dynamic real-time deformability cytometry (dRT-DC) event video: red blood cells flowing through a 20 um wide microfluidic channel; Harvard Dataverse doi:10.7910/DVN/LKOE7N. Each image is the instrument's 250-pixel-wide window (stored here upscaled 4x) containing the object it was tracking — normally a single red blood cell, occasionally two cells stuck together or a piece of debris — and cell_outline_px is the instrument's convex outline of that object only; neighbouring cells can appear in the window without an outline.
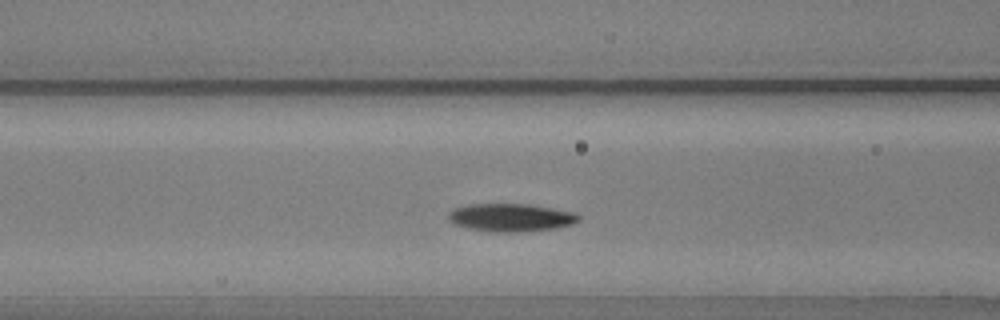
{"species": "common noctule bat (a hibernating species)", "species_latin": "Nyctalus noctula", "temperature_condition": "warm", "stored_images_in_passage": 43, "camera_frame_rate_fps": 3000, "um_per_image_px": 0.085, "animal": {"sex": "male", "body_mass_g": 20.5, "forearm_length_mm": 52.5}, "frame": {"image": 1, "passage_image": 11, "time_ms": 3.333, "image_size_px": [1000, 320], "cell_outline_px": [[580, 220], [572, 224], [556, 228], [524, 232], [492, 232], [468, 228], [456, 224], [448, 220], [448, 212], [456, 208], [472, 204], [528, 204], [576, 212], [580, 216]], "centroid_in_image_um": [43.46, 18.49], "position_along_channel_um": 123.1, "area_um2": 21.27}}
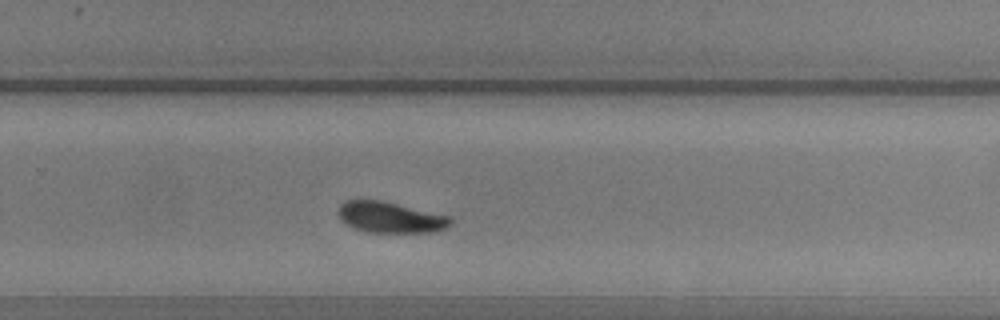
{"frame": {"image": 2, "passage_image": 25, "time_ms": 8.0, "image_size_px": [1000, 320], "cell_outline_px": [[452, 224], [444, 228], [432, 232], [368, 232], [356, 228], [340, 220], [336, 212], [340, 204], [344, 200], [380, 200], [452, 216]], "centroid_in_image_um": [33.17, 18.46], "position_along_channel_um": 296.6, "area_um2": 20.29}}
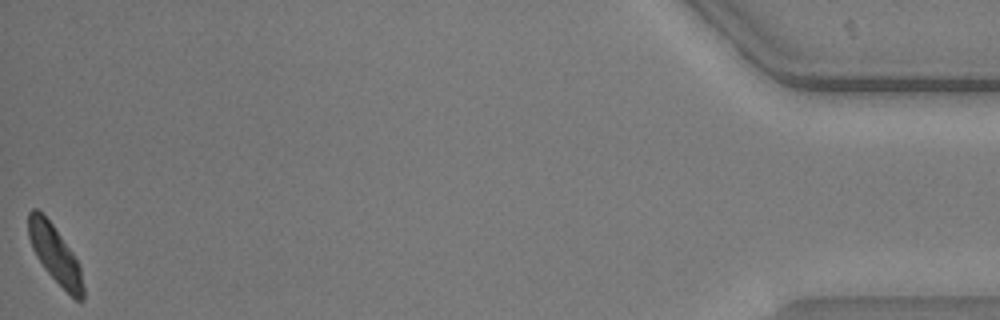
{"frame": {"image": 3, "passage_image": 43, "time_ms": 14.0, "image_size_px": [1000, 320], "cell_outline_px": [[84, 300], [76, 300], [44, 268], [36, 256], [32, 248], [28, 236], [28, 212], [32, 208], [36, 208], [52, 224], [72, 252], [80, 268], [84, 288]], "centroid_in_image_um": [4.66, 21.6], "position_along_channel_um": 430.5, "area_um2": 17.92}, "authors_computed_cell_mechanics": {"area_um2": 20.4034, "velocity_mm_per_s": 3.726, "shape_relaxation_time_tau1_ms": 1.9193, "shape_relaxation_time_tau2_ms": 10.9643, "deformation_change_tau1": 0.0889, "deformation_change_tau2": 0.1418}}